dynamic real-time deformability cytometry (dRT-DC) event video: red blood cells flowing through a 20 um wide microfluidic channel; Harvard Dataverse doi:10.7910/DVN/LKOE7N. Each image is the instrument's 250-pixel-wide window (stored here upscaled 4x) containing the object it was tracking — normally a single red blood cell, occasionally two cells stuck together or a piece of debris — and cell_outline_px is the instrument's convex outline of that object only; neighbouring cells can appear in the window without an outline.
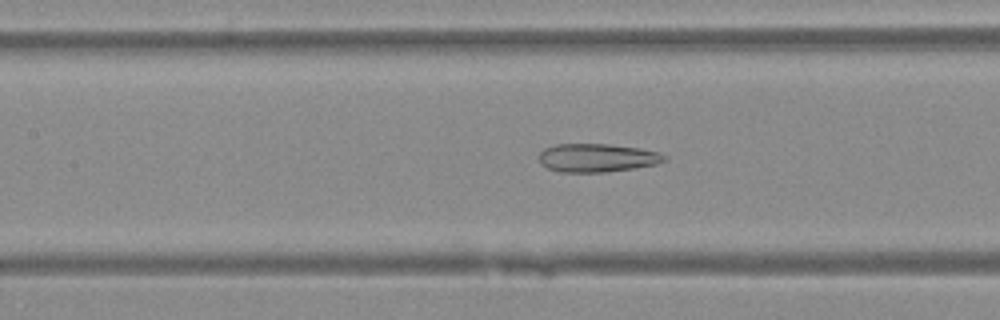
{"species": "Egyptian fruit bat (a non-hibernating species)", "species_latin": "Rousettus aegyptiacus", "temperature_condition": "warm", "stored_images_in_passage": 25, "camera_frame_rate_fps": 3000, "um_per_image_px": 0.085, "animal": {"sex": "female"}, "frame": {"image": 1, "passage_image": 7, "time_ms": 2.0, "image_size_px": [1000, 320], "cell_outline_px": [[668, 160], [656, 164], [632, 168], [604, 172], [560, 172], [548, 168], [540, 164], [536, 156], [544, 148], [556, 144], [608, 144], [640, 148], [660, 152], [668, 156]], "centroid_in_image_um": [50.73, 13.41], "position_along_channel_um": 156.7, "area_um2": 20.98}}
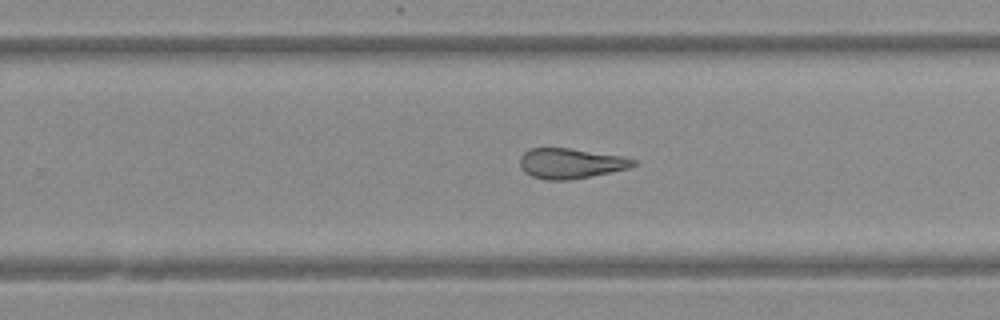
{"frame": {"image": 2, "passage_image": 16, "time_ms": 5.0, "image_size_px": [1000, 320], "cell_outline_px": [[636, 164], [628, 168], [592, 176], [568, 180], [548, 180], [532, 176], [520, 164], [520, 156], [528, 148], [568, 148], [624, 156], [636, 160]], "centroid_in_image_um": [48.53, 13.88], "position_along_channel_um": 281.3, "area_um2": 19.77}}
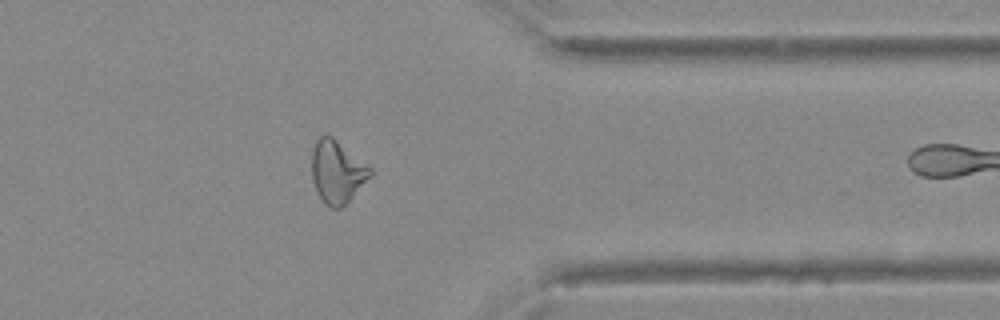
{"frame": {"image": 3, "passage_image": 24, "time_ms": 7.667, "image_size_px": [1000, 320], "cell_outline_px": [[372, 176], [340, 208], [332, 208], [324, 204], [312, 180], [312, 148], [316, 140], [320, 136], [332, 136], [372, 168]], "centroid_in_image_um": [28.65, 14.59], "position_along_channel_um": 382.7, "area_um2": 21.1}}